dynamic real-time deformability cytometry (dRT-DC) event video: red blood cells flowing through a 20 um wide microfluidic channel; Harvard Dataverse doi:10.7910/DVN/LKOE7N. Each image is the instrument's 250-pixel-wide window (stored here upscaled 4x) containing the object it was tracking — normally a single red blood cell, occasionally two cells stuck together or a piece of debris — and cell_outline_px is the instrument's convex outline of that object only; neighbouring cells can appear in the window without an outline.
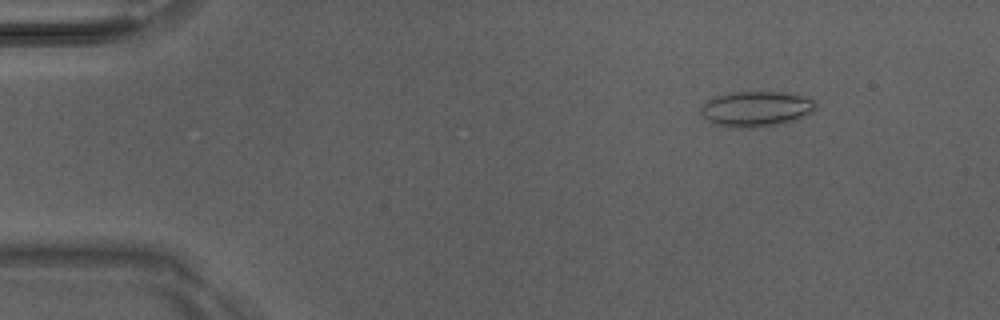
{"species": "Egyptian fruit bat (a non-hibernating species)", "species_latin": "Rousettus aegyptiacus", "temperature_condition": "room temperature", "stored_images_in_passage": 51, "camera_frame_rate_fps": 3000, "um_per_image_px": 0.085, "animal": {"sex": "male"}, "frame": {"image": 1, "passage_image": 7, "time_ms": 2.0, "image_size_px": [1000, 320], "cell_outline_px": [[816, 112], [784, 124], [752, 128], [732, 128], [716, 124], [708, 120], [700, 112], [700, 108], [708, 100], [716, 96], [732, 92], [780, 92], [800, 96], [816, 100]], "centroid_in_image_um": [64.31, 9.27], "position_along_channel_um": 20.7, "area_um2": 23.87}}
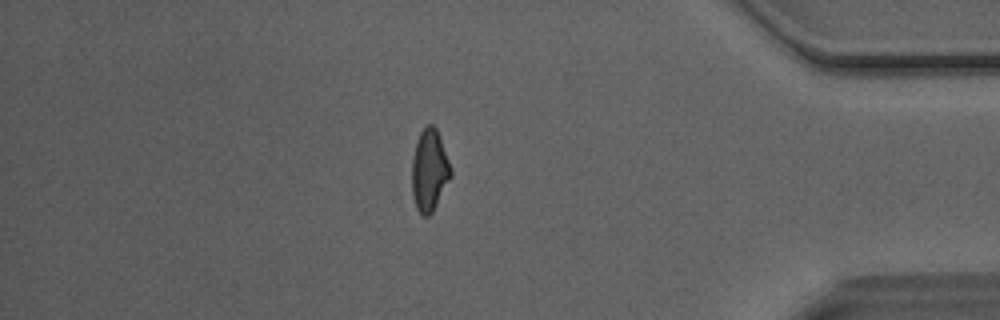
{"frame": {"image": 2, "passage_image": 44, "time_ms": 14.333, "image_size_px": [1000, 320], "cell_outline_px": [[452, 176], [432, 212], [428, 216], [424, 216], [416, 208], [412, 196], [412, 160], [416, 140], [420, 132], [428, 124], [432, 124], [436, 128], [440, 136], [452, 168]], "centroid_in_image_um": [36.5, 14.46], "position_along_channel_um": 398.7, "area_um2": 18.67}}
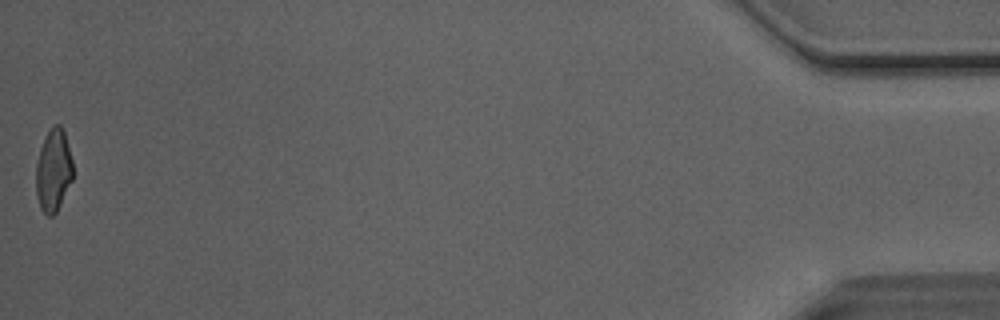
{"frame": {"image": 3, "passage_image": 51, "time_ms": 16.667, "image_size_px": [1000, 320], "cell_outline_px": [[72, 180], [56, 212], [52, 216], [48, 216], [40, 208], [36, 196], [36, 164], [40, 148], [52, 124], [60, 124], [64, 132], [72, 160]], "centroid_in_image_um": [4.53, 14.49], "position_along_channel_um": 430.7, "area_um2": 17.57}, "authors_computed_cell_mechanics": {"area_um2": 18.9006, "velocity_mm_per_s": 4.0953, "shape_relaxation_time_tau1_ms": 8.0458, "shape_relaxation_time_tau2_ms": 2.0965, "deformation_change_tau1": 0.172, "deformation_change_tau2": 0.1029}}